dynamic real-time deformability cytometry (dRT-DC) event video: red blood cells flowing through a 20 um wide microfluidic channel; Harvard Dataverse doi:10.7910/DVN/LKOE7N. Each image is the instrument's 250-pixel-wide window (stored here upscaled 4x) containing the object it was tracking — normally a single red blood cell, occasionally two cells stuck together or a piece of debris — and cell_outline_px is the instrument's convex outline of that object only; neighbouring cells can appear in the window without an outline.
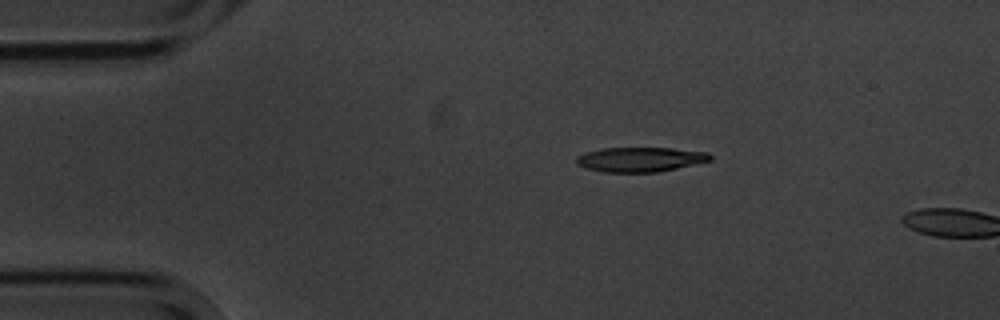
{"species": "common noctule bat (a hibernating species)", "species_latin": "Nyctalus noctula", "temperature_condition": "cold", "stored_images_in_passage": 2, "camera_frame_rate_fps": 3000, "um_per_image_px": 0.085, "animal": {"sex": "male", "body_mass_g": 20.1, "forearm_length_mm": 53.5}, "frame": {"image": 1, "passage_image": 1, "time_ms": 0.0, "image_size_px": [1000, 320], "cell_outline_px": [[712, 160], [676, 168], [656, 172], [604, 172], [588, 168], [576, 164], [576, 156], [588, 152], [604, 148], [672, 148], [708, 152], [712, 156]], "centroid_in_image_um": [54.44, 13.55], "position_along_channel_um": 30.6, "area_um2": 19.02}}